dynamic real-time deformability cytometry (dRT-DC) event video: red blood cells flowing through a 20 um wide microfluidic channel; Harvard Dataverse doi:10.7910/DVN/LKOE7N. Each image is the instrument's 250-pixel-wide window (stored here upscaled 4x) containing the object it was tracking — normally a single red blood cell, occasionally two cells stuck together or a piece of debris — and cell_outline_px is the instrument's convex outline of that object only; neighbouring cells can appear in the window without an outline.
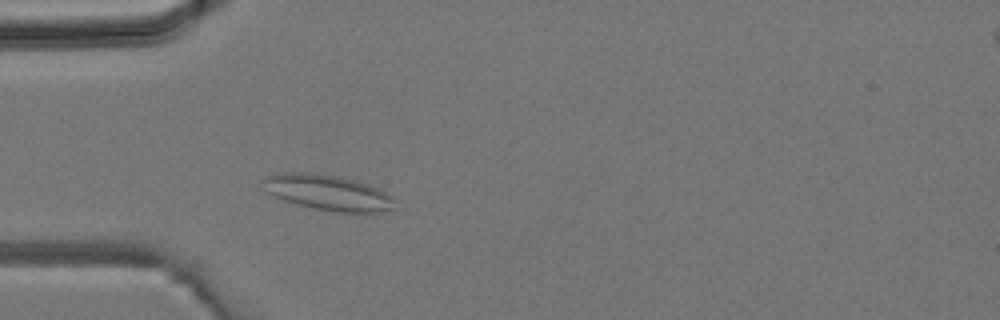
{"species": "common noctule bat (a hibernating species)", "species_latin": "Nyctalus noctula", "temperature_condition": "room temperature", "stored_images_in_passage": 38, "camera_frame_rate_fps": 3000, "um_per_image_px": 0.085, "animal": {"sex": "male", "body_mass_g": 19.2, "forearm_length_mm": 51.8}, "frame": {"image": 1, "passage_image": 8, "time_ms": 2.333, "image_size_px": [1000, 320], "cell_outline_px": [[396, 200], [392, 208], [380, 212], [336, 212], [312, 208], [296, 204], [284, 200], [264, 192], [260, 180], [268, 176], [284, 172], [312, 172], [336, 176], [368, 184], [392, 196]], "centroid_in_image_um": [27.8, 16.36], "position_along_channel_um": 57.2, "area_um2": 27.28}}
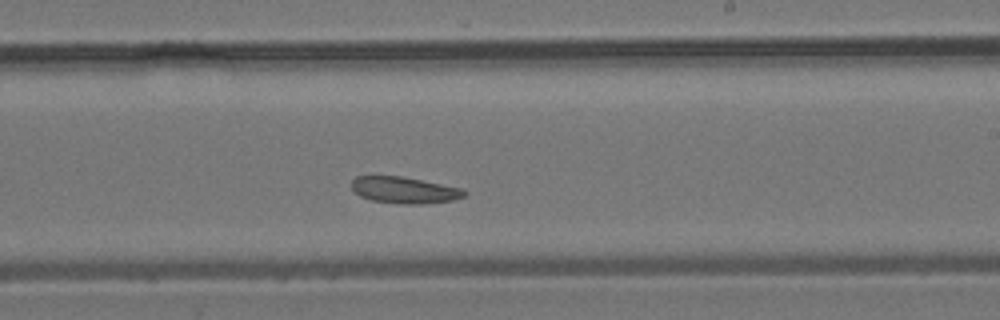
{"frame": {"image": 2, "passage_image": 21, "time_ms": 6.667, "image_size_px": [1000, 320], "cell_outline_px": [[468, 192], [464, 196], [456, 200], [420, 204], [400, 204], [372, 200], [360, 196], [352, 188], [352, 180], [356, 176], [400, 176], [464, 188]], "centroid_in_image_um": [34.42, 16.16], "position_along_channel_um": 254.6, "area_um2": 17.46}}
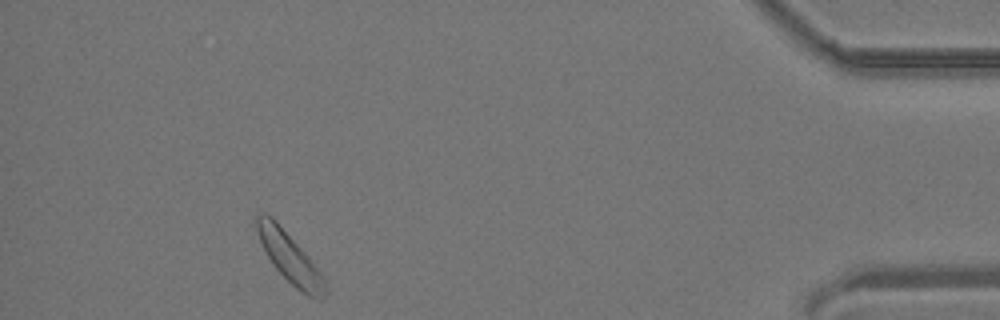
{"frame": {"image": 3, "passage_image": 35, "time_ms": 11.333, "image_size_px": [1000, 320], "cell_outline_px": [[324, 296], [320, 300], [308, 296], [296, 288], [272, 264], [252, 224], [256, 216], [272, 216], [276, 220], [308, 256], [320, 272], [324, 280]], "centroid_in_image_um": [24.58, 21.87], "position_along_channel_um": 410.6, "area_um2": 19.36}}